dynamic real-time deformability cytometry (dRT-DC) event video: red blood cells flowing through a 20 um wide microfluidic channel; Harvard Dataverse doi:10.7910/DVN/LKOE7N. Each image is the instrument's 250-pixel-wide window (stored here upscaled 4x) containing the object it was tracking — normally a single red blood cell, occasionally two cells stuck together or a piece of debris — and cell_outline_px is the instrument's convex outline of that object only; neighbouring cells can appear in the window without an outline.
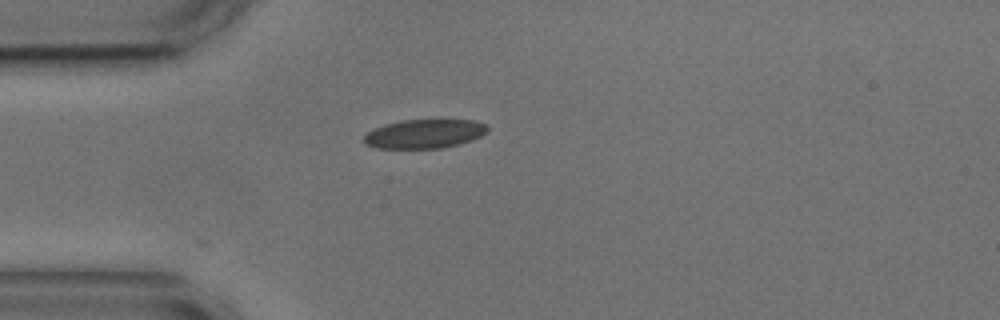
{"species": "common noctule bat (a hibernating species)", "species_latin": "Nyctalus noctula", "temperature_condition": "cold", "stored_images_in_passage": 19, "camera_frame_rate_fps": 3000, "um_per_image_px": 0.085, "animal": {"sex": "male", "body_mass_g": 17.9, "forearm_length_mm": 54.2}, "frame": {"image": 1, "passage_image": 1, "time_ms": 0.0, "image_size_px": [1000, 320], "cell_outline_px": [[488, 132], [480, 136], [460, 144], [440, 148], [376, 148], [364, 144], [364, 136], [368, 132], [384, 124], [400, 120], [472, 120], [484, 124], [488, 128]], "centroid_in_image_um": [36.06, 11.37], "position_along_channel_um": 48.9, "area_um2": 20.75}}